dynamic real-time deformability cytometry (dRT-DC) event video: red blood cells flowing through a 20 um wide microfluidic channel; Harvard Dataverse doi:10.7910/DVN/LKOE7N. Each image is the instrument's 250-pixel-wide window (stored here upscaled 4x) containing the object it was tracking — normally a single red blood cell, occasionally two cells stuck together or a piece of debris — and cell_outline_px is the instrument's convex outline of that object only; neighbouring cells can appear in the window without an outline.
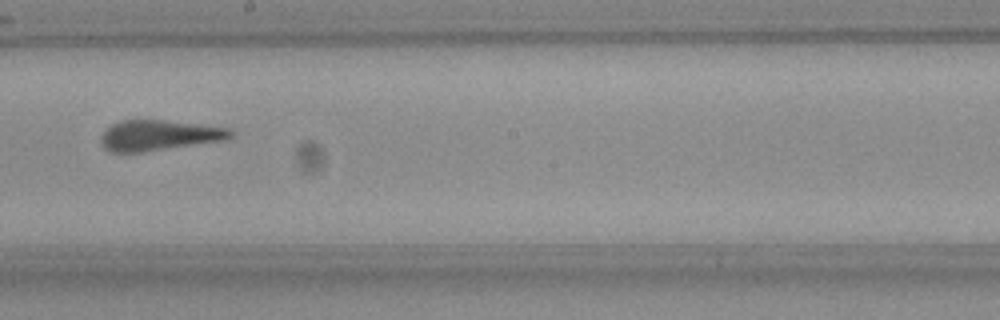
{"species": "Egyptian fruit bat (a non-hibernating species)", "species_latin": "Rousettus aegyptiacus", "temperature_condition": "room temperature", "stored_images_in_passage": 6, "camera_frame_rate_fps": 3000, "um_per_image_px": 0.085, "frame": {"image": 1, "passage_image": 6, "time_ms": 1.667, "image_size_px": [1000, 320], "cell_outline_px": [[236, 132], [232, 136], [224, 140], [140, 152], [112, 152], [104, 148], [100, 140], [100, 136], [112, 124], [120, 120], [164, 120], [232, 128]], "centroid_in_image_um": [13.53, 11.49], "position_along_channel_um": 234.7, "area_um2": 22.89}}